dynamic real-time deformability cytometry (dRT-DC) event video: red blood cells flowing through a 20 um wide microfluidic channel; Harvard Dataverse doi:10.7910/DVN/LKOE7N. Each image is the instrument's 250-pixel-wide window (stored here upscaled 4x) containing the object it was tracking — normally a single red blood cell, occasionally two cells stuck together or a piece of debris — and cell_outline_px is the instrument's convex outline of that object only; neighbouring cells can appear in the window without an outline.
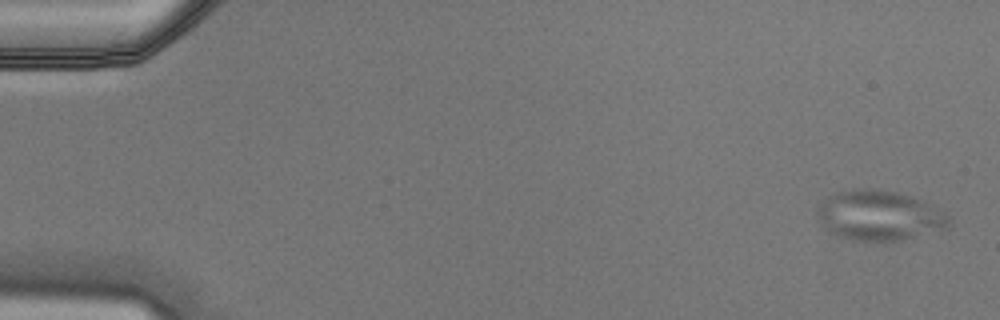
{"species": "Egyptian fruit bat (a non-hibernating species)", "species_latin": "Rousettus aegyptiacus", "temperature_condition": "cold", "stored_images_in_passage": 6, "camera_frame_rate_fps": 3000, "um_per_image_px": 0.085, "animal": {"sex": "male"}, "frame": {"image": 1, "passage_image": 1, "time_ms": 0.0, "image_size_px": [1000, 320], "cell_outline_px": [[952, 224], [948, 228], [900, 240], [852, 240], [820, 224], [816, 220], [816, 208], [828, 196], [836, 192], [852, 188], [880, 188], [896, 192], [920, 200], [944, 212], [948, 216]], "centroid_in_image_um": [74.72, 18.28], "position_along_channel_um": 10.3, "area_um2": 38.03}}